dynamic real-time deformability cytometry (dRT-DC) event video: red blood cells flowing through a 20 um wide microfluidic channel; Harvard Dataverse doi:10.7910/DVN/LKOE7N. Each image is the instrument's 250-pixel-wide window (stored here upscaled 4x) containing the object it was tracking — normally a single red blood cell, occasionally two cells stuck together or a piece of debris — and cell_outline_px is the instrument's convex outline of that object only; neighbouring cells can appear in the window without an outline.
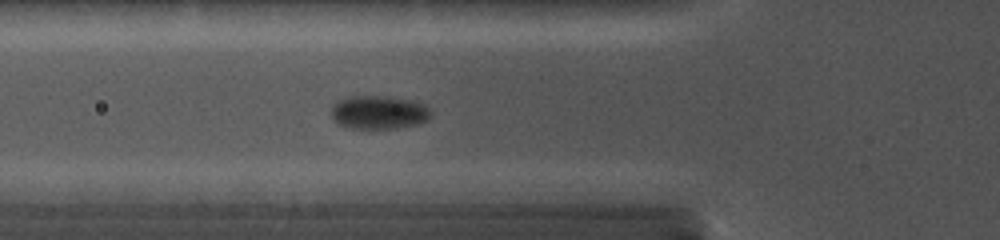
{"species": "common noctule bat (a hibernating species)", "species_latin": "Nyctalus noctula", "temperature_condition": "cold", "stored_images_in_passage": 17, "camera_frame_rate_fps": 5000, "um_per_image_px": 0.085, "animal": {"sex": "female", "body_mass_g": 19.0, "forearm_length_mm": 56.7}, "frame": {"image": 1, "passage_image": 3, "time_ms": 1.2, "image_size_px": [1000, 240], "cell_outline_px": [[432, 112], [428, 120], [416, 124], [396, 128], [348, 128], [340, 124], [332, 116], [332, 108], [340, 100], [352, 96], [376, 96], [404, 100], [420, 104], [428, 108]], "centroid_in_image_um": [32.19, 9.57], "position_along_channel_um": 93.6, "area_um2": 18.67}}
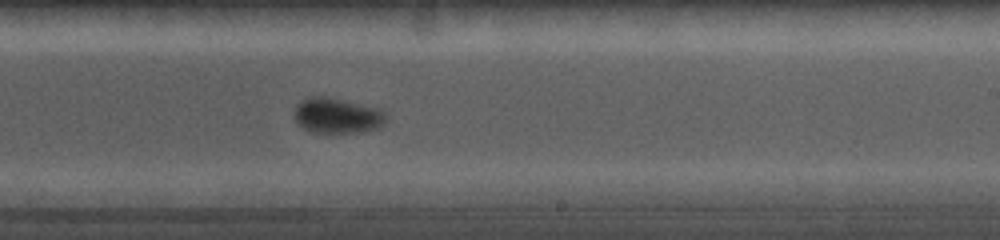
{"frame": {"image": 2, "passage_image": 9, "time_ms": 5.4, "image_size_px": [1000, 240], "cell_outline_px": [[384, 124], [380, 128], [360, 132], [312, 132], [304, 128], [296, 120], [296, 104], [300, 100], [312, 96], [328, 96], [380, 108], [384, 112]], "centroid_in_image_um": [28.68, 9.81], "position_along_channel_um": 260.3, "area_um2": 18.84}}
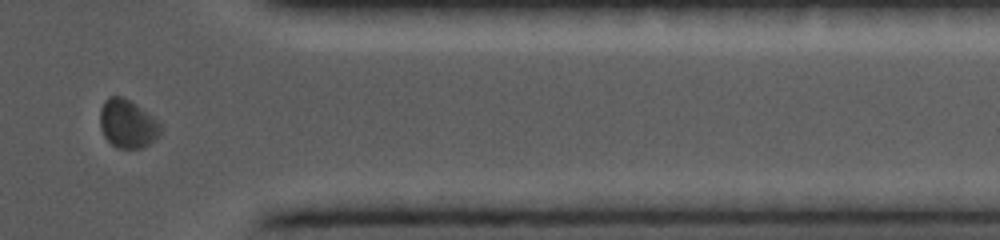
{"frame": {"image": 3, "passage_image": 14, "time_ms": 9.0, "image_size_px": [1000, 240], "cell_outline_px": [[164, 128], [160, 136], [148, 144], [140, 148], [116, 148], [104, 136], [100, 128], [100, 108], [104, 100], [108, 96], [120, 96], [128, 100], [152, 116]], "centroid_in_image_um": [10.83, 10.53], "position_along_channel_um": 400.6, "area_um2": 17.05}}